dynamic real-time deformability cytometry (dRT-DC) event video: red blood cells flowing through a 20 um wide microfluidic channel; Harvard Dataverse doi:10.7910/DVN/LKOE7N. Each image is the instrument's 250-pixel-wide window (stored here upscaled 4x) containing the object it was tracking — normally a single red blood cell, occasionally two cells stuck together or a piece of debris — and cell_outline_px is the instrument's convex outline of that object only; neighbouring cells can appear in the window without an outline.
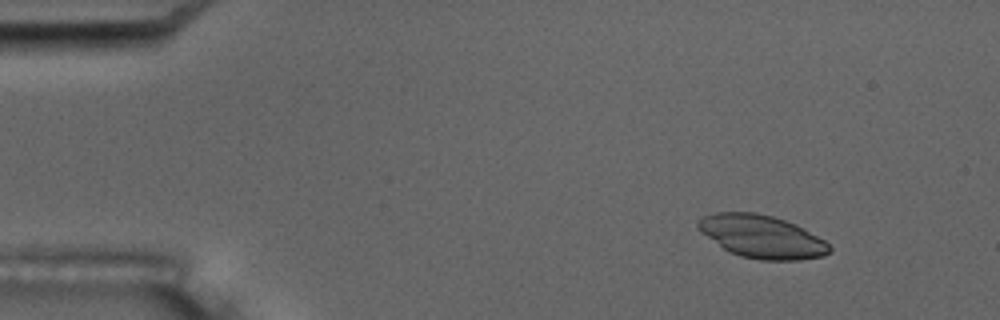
{"species": "common noctule bat (a hibernating species)", "species_latin": "Nyctalus noctula", "temperature_condition": "room temperature", "stored_images_in_passage": 5, "camera_frame_rate_fps": 3000, "um_per_image_px": 0.085, "animal": {"sex": "male", "body_mass_g": 17.5, "forearm_length_mm": 52.3}, "frame": {"image": 1, "passage_image": 2, "time_ms": 1.333, "image_size_px": [1000, 320], "cell_outline_px": [[832, 248], [824, 256], [800, 260], [760, 260], [740, 256], [724, 248], [700, 232], [696, 228], [696, 224], [704, 216], [716, 212], [756, 212], [772, 216], [796, 224], [804, 228], [824, 240]], "centroid_in_image_um": [64.76, 20.11], "position_along_channel_um": 20.2, "area_um2": 32.71}}